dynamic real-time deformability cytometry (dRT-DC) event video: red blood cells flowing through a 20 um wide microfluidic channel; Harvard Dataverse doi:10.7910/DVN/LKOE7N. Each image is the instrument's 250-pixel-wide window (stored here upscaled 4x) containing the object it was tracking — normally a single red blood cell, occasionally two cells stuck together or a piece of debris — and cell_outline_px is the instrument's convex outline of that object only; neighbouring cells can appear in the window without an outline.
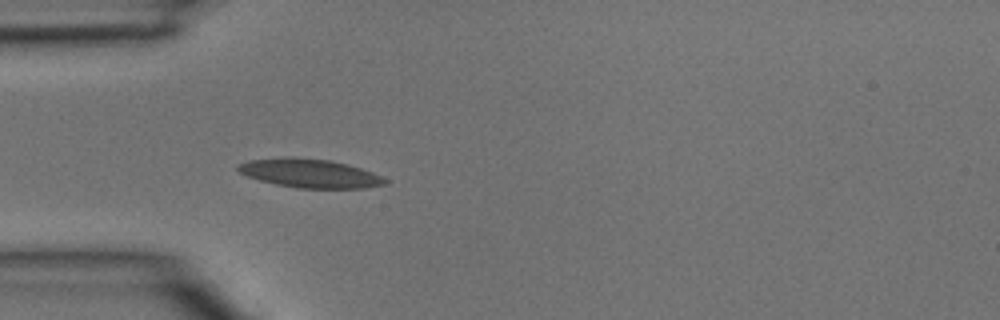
{"species": "common noctule bat (a hibernating species)", "species_latin": "Nyctalus noctula", "temperature_condition": "room temperature", "stored_images_in_passage": 4, "camera_frame_rate_fps": 3000, "um_per_image_px": 0.085, "animal": {"sex": "male", "body_mass_g": 15.6}, "frame": {"image": 1, "passage_image": 4, "time_ms": 1.0, "image_size_px": [1000, 320], "cell_outline_px": [[388, 180], [384, 184], [368, 188], [296, 188], [276, 184], [260, 180], [248, 176], [240, 172], [236, 168], [236, 164], [248, 160], [280, 156], [292, 156], [332, 160], [348, 164], [372, 172]], "centroid_in_image_um": [26.29, 14.71], "position_along_channel_um": 58.7, "area_um2": 24.91}}